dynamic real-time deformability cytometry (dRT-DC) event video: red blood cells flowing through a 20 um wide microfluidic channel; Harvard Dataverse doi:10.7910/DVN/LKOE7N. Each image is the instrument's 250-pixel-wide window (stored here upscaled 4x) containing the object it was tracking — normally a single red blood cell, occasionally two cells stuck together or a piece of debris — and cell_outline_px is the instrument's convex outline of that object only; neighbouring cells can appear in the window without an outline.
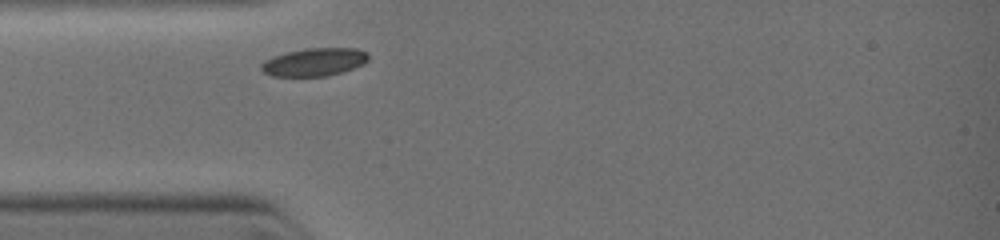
{"species": "common noctule bat (a hibernating species)", "species_latin": "Nyctalus noctula", "temperature_condition": "warm", "stored_images_in_passage": 3, "camera_frame_rate_fps": 3000, "um_per_image_px": 0.085, "animal": {"sex": "female", "body_mass_g": 19.0, "forearm_length_mm": 51.5}, "frame": {"image": 1, "passage_image": 1, "time_ms": 0.0, "image_size_px": [1000, 240], "cell_outline_px": [[368, 60], [364, 64], [340, 72], [324, 76], [272, 76], [264, 72], [260, 68], [260, 64], [264, 60], [272, 56], [288, 52], [308, 48], [356, 48], [368, 52]], "centroid_in_image_um": [26.7, 5.26], "position_along_channel_um": 58.3, "area_um2": 17.4}}